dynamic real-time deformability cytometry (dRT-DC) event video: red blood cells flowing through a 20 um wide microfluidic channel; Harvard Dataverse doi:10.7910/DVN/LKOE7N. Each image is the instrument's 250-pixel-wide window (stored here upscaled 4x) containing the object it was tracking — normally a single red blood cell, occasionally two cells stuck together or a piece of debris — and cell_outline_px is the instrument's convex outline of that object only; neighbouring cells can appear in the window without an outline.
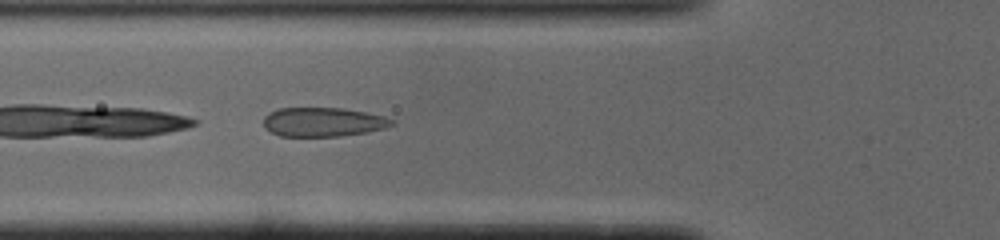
{"species": "common noctule bat (a hibernating species)", "species_latin": "Nyctalus noctula", "temperature_condition": "cold", "stored_images_in_passage": 34, "camera_frame_rate_fps": 3000, "um_per_image_px": 0.085, "animal": {"sex": "male", "body_mass_g": 19.0, "forearm_length_mm": 50.8}, "frame": {"image": 1, "passage_image": 3, "time_ms": 0.667, "image_size_px": [1000, 240], "cell_outline_px": [[396, 124], [384, 128], [364, 132], [340, 136], [280, 136], [264, 128], [264, 116], [268, 112], [280, 108], [344, 108], [384, 116], [396, 120]], "centroid_in_image_um": [27.46, 10.36], "position_along_channel_um": 98.3, "area_um2": 21.79}}
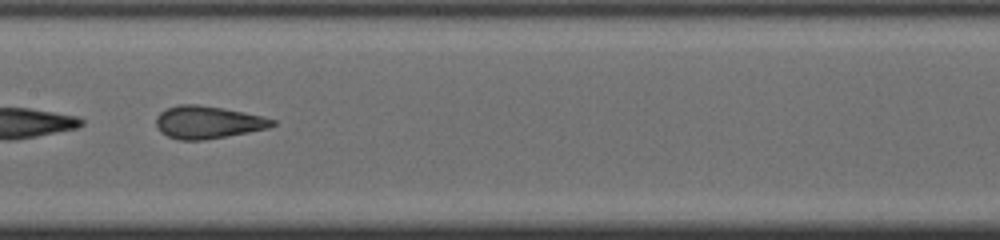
{"frame": {"image": 2, "passage_image": 10, "time_ms": 3.0, "image_size_px": [1000, 240], "cell_outline_px": [[276, 124], [268, 128], [248, 132], [204, 140], [180, 140], [168, 136], [160, 132], [156, 128], [156, 116], [160, 112], [168, 108], [180, 104], [196, 104], [220, 108], [260, 116], [276, 120]], "centroid_in_image_um": [17.62, 10.4], "position_along_channel_um": 189.8, "area_um2": 21.79}}
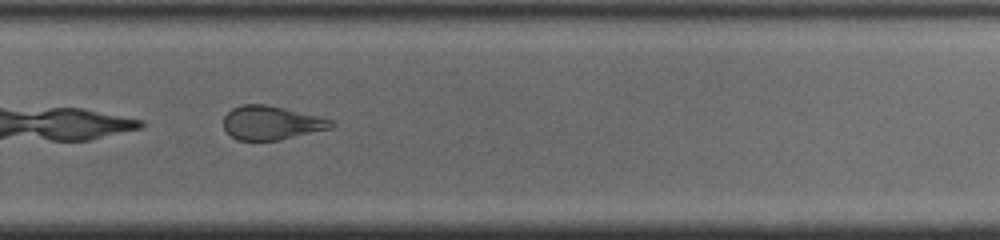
{"frame": {"image": 3, "passage_image": 19, "time_ms": 6.0, "image_size_px": [1000, 240], "cell_outline_px": [[336, 124], [332, 128], [280, 140], [236, 140], [224, 128], [224, 116], [232, 108], [244, 104], [268, 104], [332, 120]], "centroid_in_image_um": [23.06, 10.44], "position_along_channel_um": 306.7, "area_um2": 21.1}}